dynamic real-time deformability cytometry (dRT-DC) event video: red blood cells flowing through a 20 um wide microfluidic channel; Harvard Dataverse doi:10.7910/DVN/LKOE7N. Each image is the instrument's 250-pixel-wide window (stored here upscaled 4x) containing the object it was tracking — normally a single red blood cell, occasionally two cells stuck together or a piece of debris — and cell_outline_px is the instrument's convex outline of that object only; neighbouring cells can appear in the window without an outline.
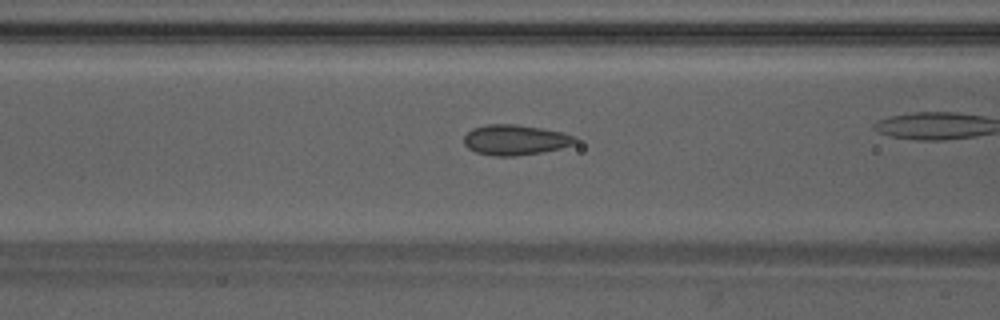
{"species": "Egyptian fruit bat (a non-hibernating species)", "species_latin": "Rousettus aegyptiacus", "temperature_condition": "warm", "stored_images_in_passage": 34, "camera_frame_rate_fps": 3000, "um_per_image_px": 0.085, "animal": {"sex": "male"}, "frame": {"image": 1, "passage_image": 15, "time_ms": 4.667, "image_size_px": [1000, 320], "cell_outline_px": [[576, 144], [544, 152], [516, 156], [496, 156], [476, 152], [468, 148], [464, 144], [464, 136], [472, 128], [488, 124], [516, 124], [564, 132], [576, 136]], "centroid_in_image_um": [43.81, 11.89], "position_along_channel_um": 122.8, "area_um2": 19.77}}